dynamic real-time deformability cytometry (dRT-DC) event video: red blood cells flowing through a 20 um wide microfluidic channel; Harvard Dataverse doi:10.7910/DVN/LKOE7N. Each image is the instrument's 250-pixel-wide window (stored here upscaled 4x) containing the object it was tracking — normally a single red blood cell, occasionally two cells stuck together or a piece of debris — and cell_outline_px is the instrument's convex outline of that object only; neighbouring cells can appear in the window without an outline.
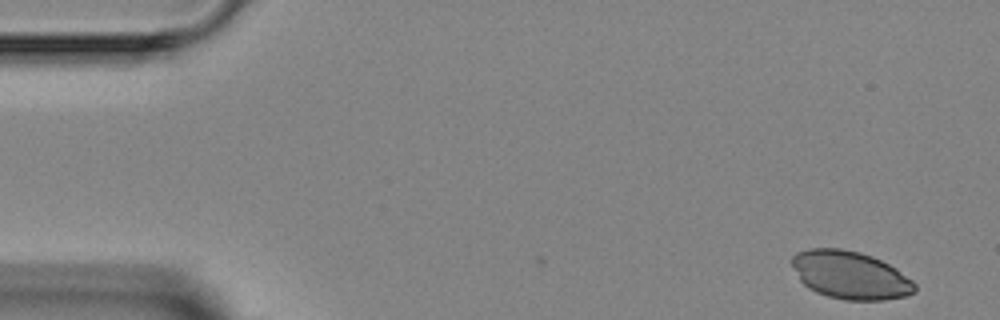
{"species": "Egyptian fruit bat (a non-hibernating species)", "species_latin": "Rousettus aegyptiacus", "temperature_condition": "room temperature", "stored_images_in_passage": 5, "segment_of_instrument_passage": [1, 2], "camera_frame_rate_fps": 3000, "um_per_image_px": 0.085, "animal": {"sex": "female"}, "frame": {"image": 1, "passage_image": 1, "time_ms": 0.0, "image_size_px": [1000, 320], "cell_outline_px": [[916, 292], [904, 296], [884, 300], [844, 300], [828, 296], [816, 292], [808, 288], [800, 280], [792, 264], [792, 256], [796, 252], [808, 248], [840, 248], [860, 252], [872, 256], [896, 268], [912, 280], [916, 284]], "centroid_in_image_um": [72.27, 23.38], "position_along_channel_um": 12.7, "area_um2": 34.33}}